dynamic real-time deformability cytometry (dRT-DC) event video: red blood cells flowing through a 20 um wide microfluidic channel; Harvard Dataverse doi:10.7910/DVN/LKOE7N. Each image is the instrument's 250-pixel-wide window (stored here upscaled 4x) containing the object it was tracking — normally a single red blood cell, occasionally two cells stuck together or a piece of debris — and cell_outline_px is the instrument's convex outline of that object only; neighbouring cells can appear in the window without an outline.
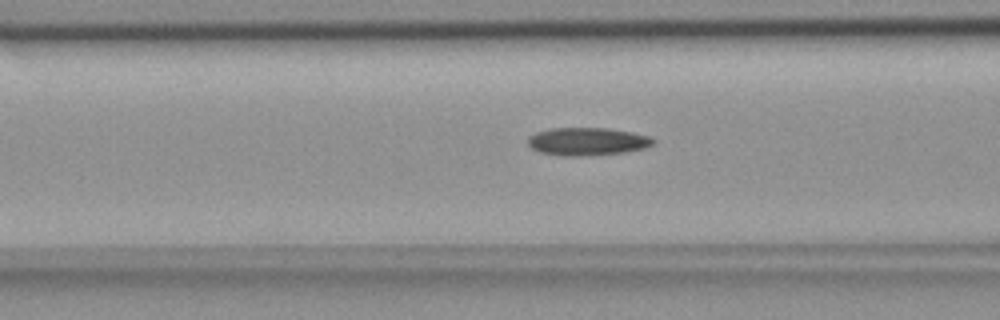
{"species": "common noctule bat (a hibernating species)", "species_latin": "Nyctalus noctula", "temperature_condition": "room temperature", "stored_images_in_passage": 39, "camera_frame_rate_fps": 3000, "um_per_image_px": 0.085, "animal": {"sex": "female", "body_mass_g": 18.4}, "frame": {"image": 1, "passage_image": 5, "time_ms": 1.333, "image_size_px": [1000, 320], "cell_outline_px": [[656, 140], [652, 144], [644, 148], [624, 152], [576, 156], [564, 156], [540, 152], [532, 148], [528, 144], [528, 136], [536, 132], [552, 128], [608, 128], [632, 132], [648, 136]], "centroid_in_image_um": [49.9, 12.01], "position_along_channel_um": 116.7, "area_um2": 20.17}}
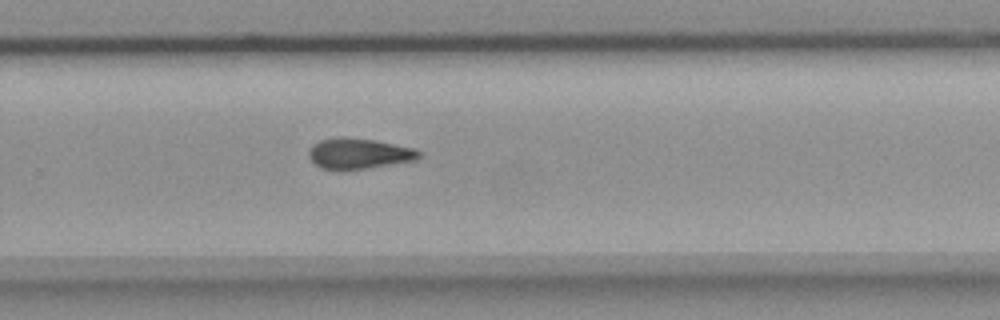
{"frame": {"image": 2, "passage_image": 20, "time_ms": 6.333, "image_size_px": [1000, 320], "cell_outline_px": [[420, 156], [416, 160], [344, 172], [336, 172], [320, 168], [308, 156], [308, 152], [312, 144], [320, 140], [340, 136], [344, 136], [376, 140], [416, 148], [420, 152]], "centroid_in_image_um": [30.46, 13.07], "position_along_channel_um": 299.3, "area_um2": 20.35}}
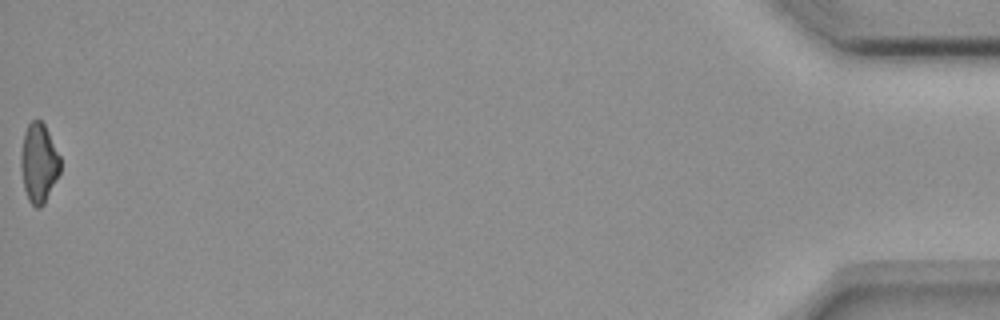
{"frame": {"image": 3, "passage_image": 39, "time_ms": 12.667, "image_size_px": [1000, 320], "cell_outline_px": [[60, 172], [44, 204], [40, 208], [36, 208], [28, 200], [24, 188], [20, 168], [20, 152], [24, 132], [28, 124], [32, 120], [40, 120], [44, 124], [60, 156]], "centroid_in_image_um": [3.28, 13.86], "position_along_channel_um": 431.9, "area_um2": 18.26}, "authors_computed_cell_mechanics": {"area_um2": 19.7676, "velocity_mm_per_s": 3.6654, "shape_relaxation_time_tau1_ms": 7.3816, "shape_relaxation_time_tau2_ms": 6.6549, "deformation_change_tau1": 0.1689, "deformation_change_tau2": 0.1558}}